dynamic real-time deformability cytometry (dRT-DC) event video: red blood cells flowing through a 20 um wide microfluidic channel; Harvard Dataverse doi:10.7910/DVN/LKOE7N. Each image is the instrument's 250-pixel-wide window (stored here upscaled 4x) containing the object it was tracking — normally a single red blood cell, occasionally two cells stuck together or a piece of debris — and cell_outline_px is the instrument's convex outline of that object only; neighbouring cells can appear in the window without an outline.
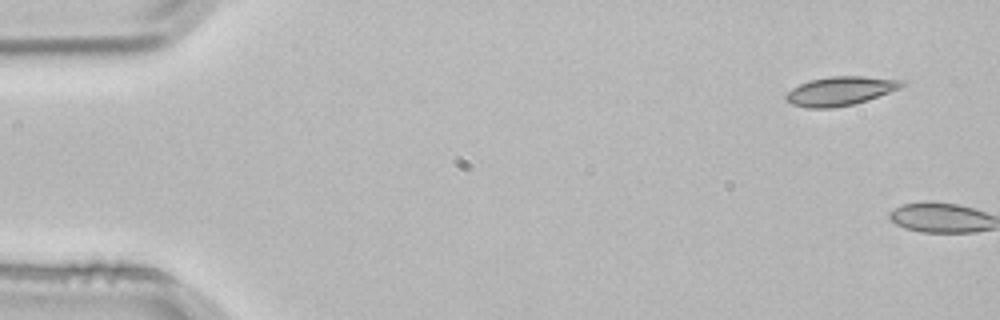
{"species": "common noctule bat (a hibernating species)", "species_latin": "Nyctalus noctula", "temperature_condition": "room temperature", "stored_images_in_passage": 4, "camera_frame_rate_fps": 3000, "um_per_image_px": 0.085, "animal": {"sex": "male", "body_mass_g": 21.5, "forearm_length_mm": 52.0}, "frame": {"image": 1, "passage_image": 1, "time_ms": 0.0, "image_size_px": [1000, 320], "cell_outline_px": [[908, 84], [900, 88], [868, 100], [852, 104], [832, 108], [808, 108], [792, 104], [784, 96], [792, 88], [808, 80], [832, 76], [864, 76], [908, 80]], "centroid_in_image_um": [71.49, 7.72], "position_along_channel_um": 13.5, "area_um2": 19.65}}